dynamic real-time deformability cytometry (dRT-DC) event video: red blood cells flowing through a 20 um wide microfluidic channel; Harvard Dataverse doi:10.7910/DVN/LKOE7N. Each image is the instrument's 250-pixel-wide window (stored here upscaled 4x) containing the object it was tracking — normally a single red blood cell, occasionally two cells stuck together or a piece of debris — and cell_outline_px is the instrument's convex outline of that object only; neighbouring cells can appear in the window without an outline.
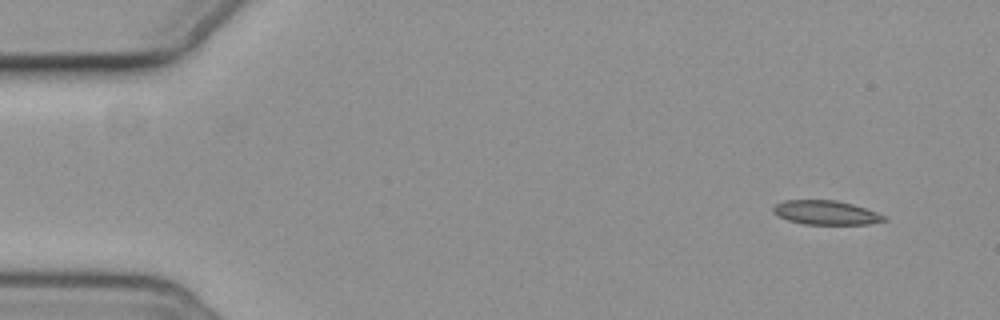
{"species": "common noctule bat (a hibernating species)", "species_latin": "Nyctalus noctula", "temperature_condition": "cold", "stored_images_in_passage": 5, "segment_of_instrument_passage": [1, 2], "camera_frame_rate_fps": 3000, "um_per_image_px": 0.085, "animal": {"sex": "female", "body_mass_g": 19.3, "forearm_length_mm": 54.1}, "frame": {"image": 1, "passage_image": 1, "time_ms": 0.0, "image_size_px": [1000, 320], "cell_outline_px": [[888, 220], [868, 224], [804, 224], [788, 220], [776, 216], [772, 212], [772, 208], [776, 204], [784, 200], [836, 200], [852, 204], [888, 216]], "centroid_in_image_um": [70.19, 18.07], "position_along_channel_um": 14.8, "area_um2": 15.66}}